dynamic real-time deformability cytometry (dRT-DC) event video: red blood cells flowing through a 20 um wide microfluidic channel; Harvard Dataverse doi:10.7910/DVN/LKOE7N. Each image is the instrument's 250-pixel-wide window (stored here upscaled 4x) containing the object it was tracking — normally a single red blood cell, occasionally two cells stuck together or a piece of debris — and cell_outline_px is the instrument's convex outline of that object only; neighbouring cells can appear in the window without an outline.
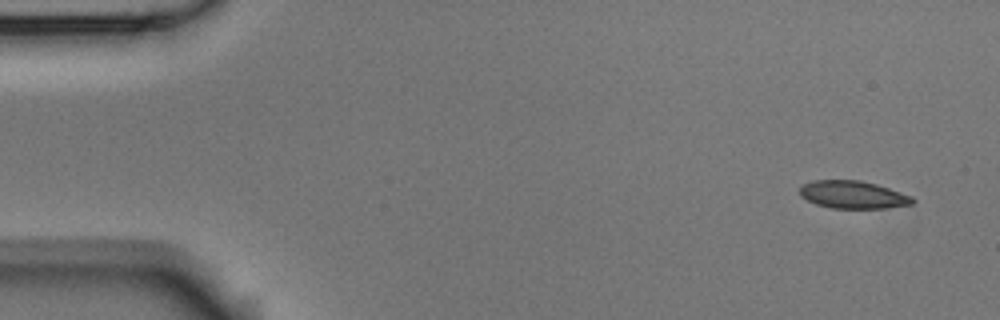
{"species": "Egyptian fruit bat (a non-hibernating species)", "species_latin": "Rousettus aegyptiacus", "temperature_condition": "room temperature", "stored_images_in_passage": 3, "camera_frame_rate_fps": 3000, "um_per_image_px": 0.085, "animal": {"sex": "male"}, "frame": {"image": 1, "passage_image": 1, "time_ms": 0.0, "image_size_px": [1000, 320], "cell_outline_px": [[916, 200], [912, 204], [884, 208], [832, 208], [816, 204], [800, 196], [800, 188], [804, 184], [812, 180], [860, 180], [876, 184], [912, 196]], "centroid_in_image_um": [72.5, 16.55], "position_along_channel_um": 12.5, "area_um2": 18.09}}